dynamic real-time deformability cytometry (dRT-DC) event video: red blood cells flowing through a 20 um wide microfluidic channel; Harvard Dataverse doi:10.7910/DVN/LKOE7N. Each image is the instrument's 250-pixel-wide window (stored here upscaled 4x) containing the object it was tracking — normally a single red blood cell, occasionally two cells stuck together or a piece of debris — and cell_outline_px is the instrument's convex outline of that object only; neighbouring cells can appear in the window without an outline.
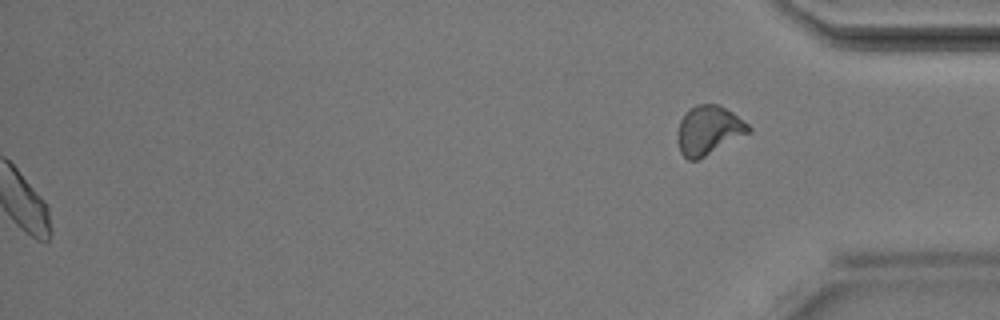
{"species": "Egyptian fruit bat (a non-hibernating species)", "species_latin": "Rousettus aegyptiacus", "temperature_condition": "room temperature", "stored_images_in_passage": 33, "segment_of_instrument_passage": [2, 2], "camera_frame_rate_fps": 3000, "um_per_image_px": 0.085, "animal": {"sex": "male"}, "frame": {"image": 1, "passage_image": 33, "time_ms": 10.667, "image_size_px": [1000, 320], "cell_outline_px": [[752, 128], [748, 132], [704, 156], [696, 160], [688, 160], [680, 152], [676, 140], [676, 136], [680, 120], [688, 108], [696, 104], [720, 104], [732, 112], [748, 124]], "centroid_in_image_um": [60.17, 11.04], "position_along_channel_um": 375.0, "area_um2": 20.06}}